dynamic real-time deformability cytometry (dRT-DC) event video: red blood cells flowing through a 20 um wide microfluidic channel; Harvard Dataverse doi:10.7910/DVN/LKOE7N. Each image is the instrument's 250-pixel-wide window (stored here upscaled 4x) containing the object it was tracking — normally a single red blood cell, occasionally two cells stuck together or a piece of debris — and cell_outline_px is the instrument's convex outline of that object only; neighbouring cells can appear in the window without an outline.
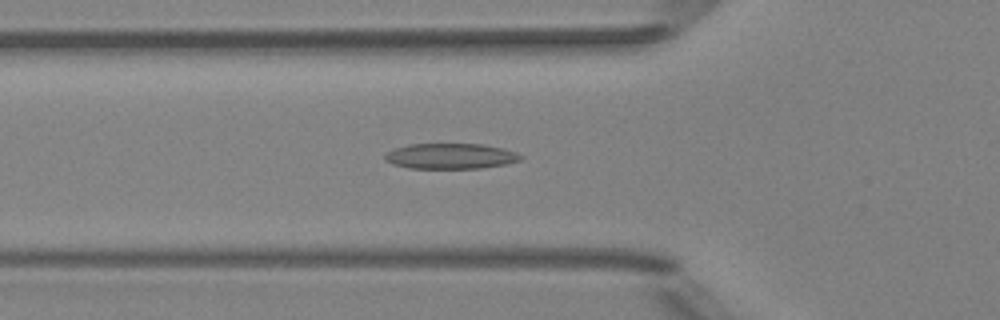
{"species": "Egyptian fruit bat (a non-hibernating species)", "species_latin": "Rousettus aegyptiacus", "temperature_condition": "room temperature", "stored_images_in_passage": 50, "camera_frame_rate_fps": 3000, "um_per_image_px": 0.085, "animal": {"sex": "female"}, "frame": {"image": 1, "passage_image": 17, "time_ms": 5.333, "image_size_px": [1000, 320], "cell_outline_px": [[524, 156], [520, 160], [504, 164], [480, 168], [408, 168], [392, 164], [384, 160], [384, 156], [388, 152], [396, 148], [408, 144], [484, 144], [504, 148], [516, 152]], "centroid_in_image_um": [38.3, 13.27], "position_along_channel_um": 87.5, "area_um2": 20.17}}
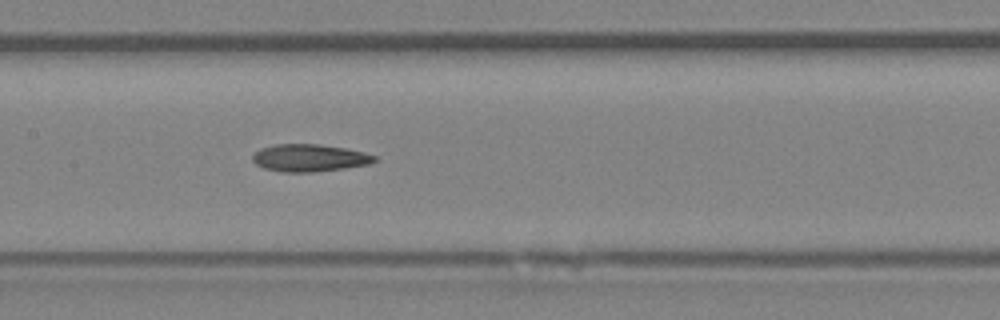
{"frame": {"image": 2, "passage_image": 24, "time_ms": 7.667, "image_size_px": [1000, 320], "cell_outline_px": [[376, 160], [372, 164], [344, 168], [312, 172], [280, 172], [264, 168], [256, 164], [252, 160], [252, 156], [260, 148], [276, 144], [320, 144], [344, 148], [364, 152], [376, 156]], "centroid_in_image_um": [26.3, 13.42], "position_along_channel_um": 181.1, "area_um2": 19.48}}
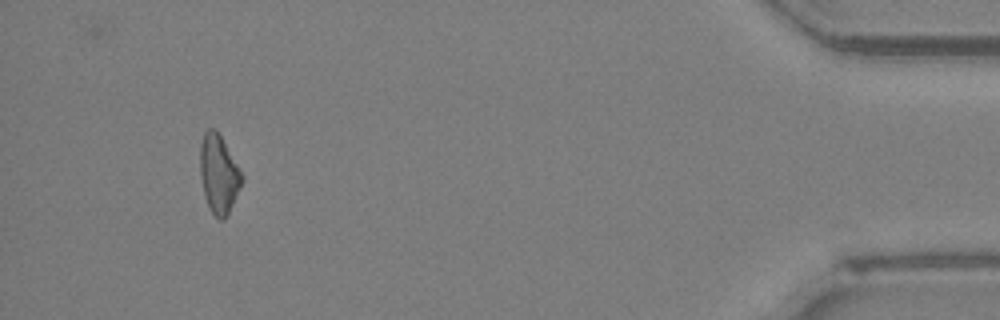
{"frame": {"image": 3, "passage_image": 47, "time_ms": 15.333, "image_size_px": [1000, 320], "cell_outline_px": [[244, 180], [224, 220], [220, 220], [212, 212], [204, 196], [200, 176], [200, 144], [204, 132], [208, 128], [216, 128], [244, 176]], "centroid_in_image_um": [18.58, 14.76], "position_along_channel_um": 416.6, "area_um2": 19.02}, "authors_computed_cell_mechanics": {"area_um2": 19.4497, "velocity_mm_per_s": 4.0216, "shape_relaxation_time_tau1_ms": null, "shape_relaxation_time_tau2_ms": 5.2878, "deformation_change_tau1": null, "deformation_change_tau2": 0.1623}}